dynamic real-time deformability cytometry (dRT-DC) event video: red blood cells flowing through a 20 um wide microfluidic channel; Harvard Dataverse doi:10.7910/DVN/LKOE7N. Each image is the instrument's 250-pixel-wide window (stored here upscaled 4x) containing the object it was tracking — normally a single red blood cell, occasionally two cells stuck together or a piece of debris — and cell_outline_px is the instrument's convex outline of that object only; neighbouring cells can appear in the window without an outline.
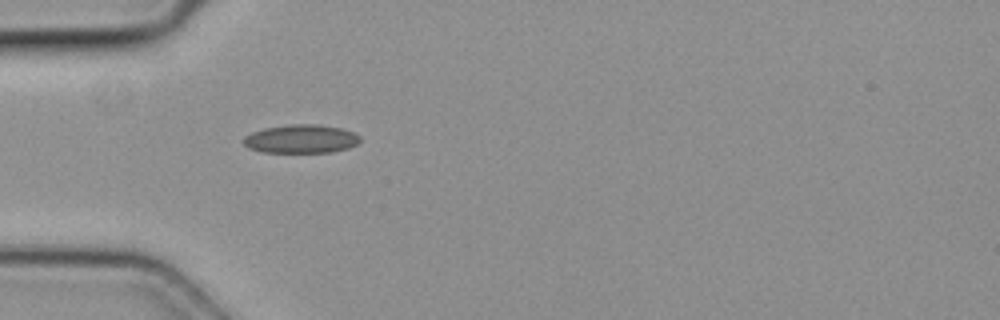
{"species": "common noctule bat (a hibernating species)", "species_latin": "Nyctalus noctula", "temperature_condition": "cold", "stored_images_in_passage": 4, "camera_frame_rate_fps": 3000, "um_per_image_px": 0.085, "animal": {"sex": "female", "body_mass_g": 19.3, "forearm_length_mm": 54.1}, "frame": {"image": 1, "passage_image": 4, "time_ms": 1.0, "image_size_px": [1000, 320], "cell_outline_px": [[360, 140], [356, 144], [348, 148], [332, 152], [260, 152], [248, 148], [244, 144], [244, 136], [252, 132], [264, 128], [288, 124], [316, 124], [340, 128], [352, 132], [360, 136]], "centroid_in_image_um": [25.56, 11.8], "position_along_channel_um": 59.4, "area_um2": 19.36}}